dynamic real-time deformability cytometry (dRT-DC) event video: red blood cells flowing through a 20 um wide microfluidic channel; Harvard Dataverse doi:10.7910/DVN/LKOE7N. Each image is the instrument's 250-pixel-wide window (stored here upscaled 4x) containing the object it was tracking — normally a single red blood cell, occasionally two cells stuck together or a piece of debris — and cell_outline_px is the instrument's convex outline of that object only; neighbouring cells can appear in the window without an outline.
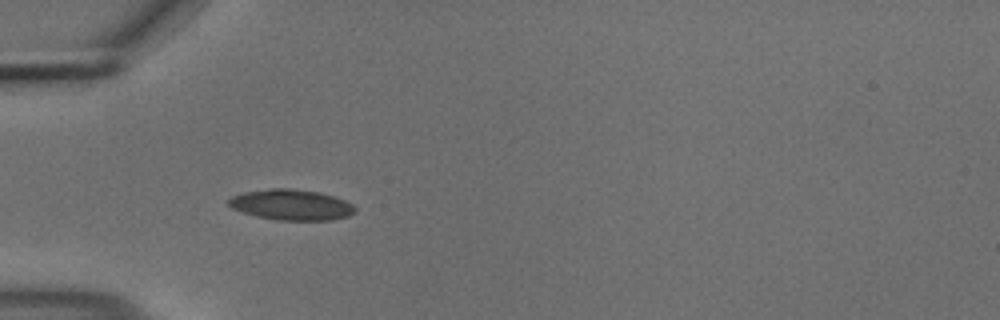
{"species": "common noctule bat (a hibernating species)", "species_latin": "Nyctalus noctula", "temperature_condition": "cold", "stored_images_in_passage": 37, "camera_frame_rate_fps": 3000, "um_per_image_px": 0.085, "animal": {"sex": "male", "body_mass_g": 18.8}, "frame": {"image": 1, "passage_image": 1, "time_ms": 0.0, "image_size_px": [1000, 320], "cell_outline_px": [[356, 212], [348, 216], [332, 220], [276, 220], [256, 216], [232, 208], [228, 204], [228, 200], [232, 196], [244, 192], [272, 188], [292, 188], [320, 192], [336, 196], [352, 204], [356, 208]], "centroid_in_image_um": [24.8, 17.4], "position_along_channel_um": 60.2, "area_um2": 22.72}}
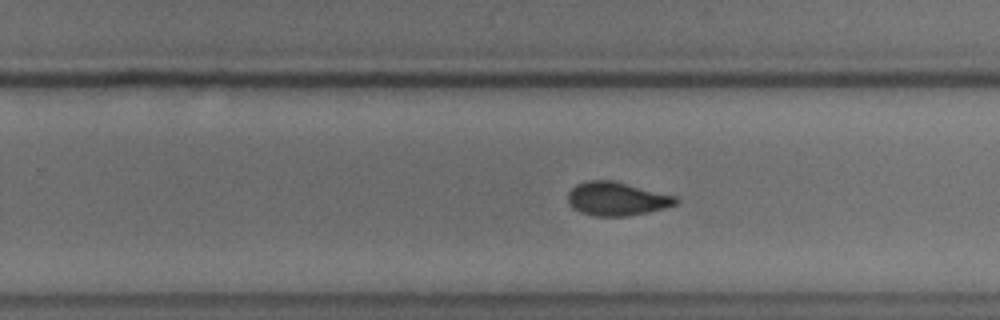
{"frame": {"image": 2, "passage_image": 19, "time_ms": 6.0, "image_size_px": [1000, 320], "cell_outline_px": [[680, 200], [676, 204], [664, 208], [648, 212], [628, 216], [596, 216], [580, 212], [572, 208], [568, 204], [568, 192], [576, 184], [588, 180], [612, 180], [676, 196]], "centroid_in_image_um": [52.4, 16.9], "position_along_channel_um": 277.4, "area_um2": 21.15}}
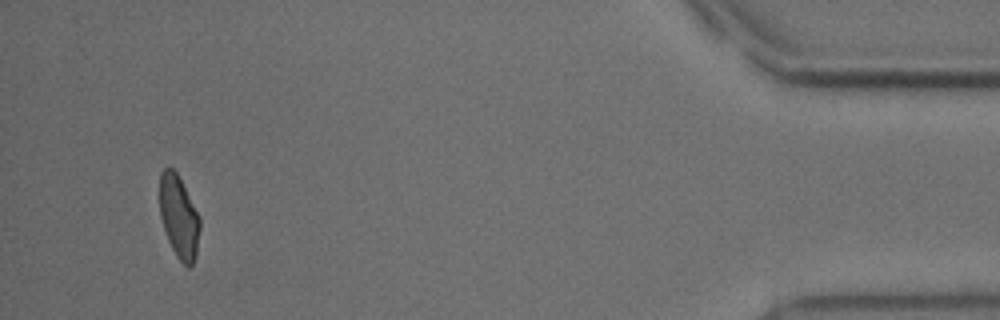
{"frame": {"image": 3, "passage_image": 36, "time_ms": 11.667, "image_size_px": [1000, 320], "cell_outline_px": [[200, 228], [196, 256], [192, 264], [188, 268], [176, 256], [168, 240], [160, 216], [160, 172], [164, 168], [172, 168], [176, 172], [200, 216]], "centroid_in_image_um": [15.21, 18.44], "position_along_channel_um": 420.0, "area_um2": 19.25}}